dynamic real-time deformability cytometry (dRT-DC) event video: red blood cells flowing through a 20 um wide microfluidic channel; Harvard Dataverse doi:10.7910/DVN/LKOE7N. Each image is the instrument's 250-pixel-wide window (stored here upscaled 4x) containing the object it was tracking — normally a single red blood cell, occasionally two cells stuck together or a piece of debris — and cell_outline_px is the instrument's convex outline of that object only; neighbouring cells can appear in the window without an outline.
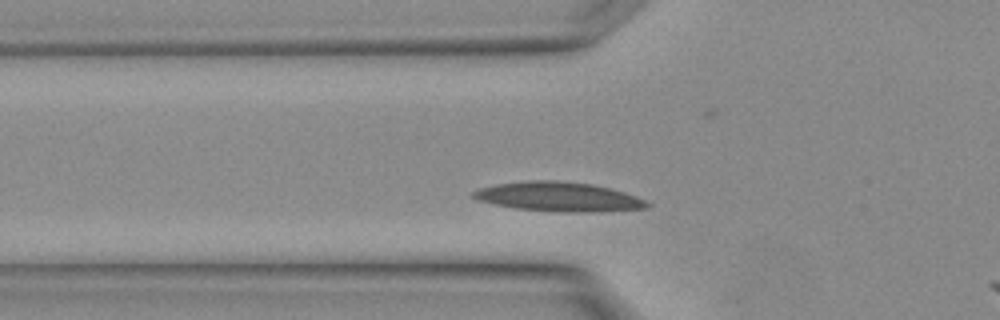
{"species": "Egyptian fruit bat (a non-hibernating species)", "species_latin": "Rousettus aegyptiacus", "temperature_condition": "warm", "stored_images_in_passage": 8, "camera_frame_rate_fps": 3000, "um_per_image_px": 0.085, "animal": {"sex": "female"}, "frame": {"image": 1, "passage_image": 7, "time_ms": 2.0, "image_size_px": [1000, 320], "cell_outline_px": [[652, 204], [648, 208], [596, 212], [560, 212], [516, 208], [496, 204], [480, 200], [472, 196], [472, 192], [480, 188], [496, 184], [528, 180], [556, 180], [592, 184], [612, 188], [636, 196]], "centroid_in_image_um": [47.54, 16.72], "position_along_channel_um": 78.3, "area_um2": 29.71}}